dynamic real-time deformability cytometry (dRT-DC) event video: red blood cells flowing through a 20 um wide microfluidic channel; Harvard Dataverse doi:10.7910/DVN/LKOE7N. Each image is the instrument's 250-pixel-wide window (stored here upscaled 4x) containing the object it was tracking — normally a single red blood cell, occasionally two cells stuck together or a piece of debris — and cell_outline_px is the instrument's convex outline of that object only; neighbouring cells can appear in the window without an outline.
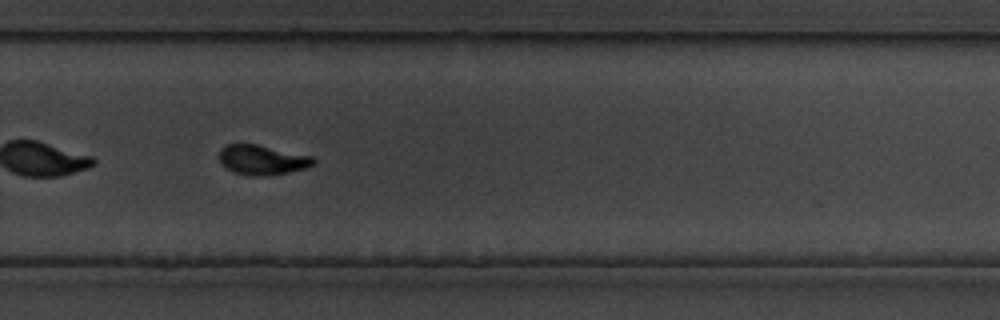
{"species": "common noctule bat (a hibernating species)", "species_latin": "Nyctalus noctula", "temperature_condition": "cold", "stored_images_in_passage": 25, "camera_frame_rate_fps": 3000, "um_per_image_px": 0.085, "animal": {"sex": "male", "body_mass_g": 19.5, "forearm_length_mm": 54.6}, "frame": {"image": 1, "passage_image": 15, "time_ms": 17.0, "image_size_px": [1000, 320], "cell_outline_px": [[316, 164], [308, 168], [288, 172], [264, 176], [248, 176], [232, 172], [220, 164], [220, 148], [228, 144], [256, 144], [312, 156], [316, 160]], "centroid_in_image_um": [22.29, 13.6], "position_along_channel_um": 307.5, "area_um2": 16.53}}